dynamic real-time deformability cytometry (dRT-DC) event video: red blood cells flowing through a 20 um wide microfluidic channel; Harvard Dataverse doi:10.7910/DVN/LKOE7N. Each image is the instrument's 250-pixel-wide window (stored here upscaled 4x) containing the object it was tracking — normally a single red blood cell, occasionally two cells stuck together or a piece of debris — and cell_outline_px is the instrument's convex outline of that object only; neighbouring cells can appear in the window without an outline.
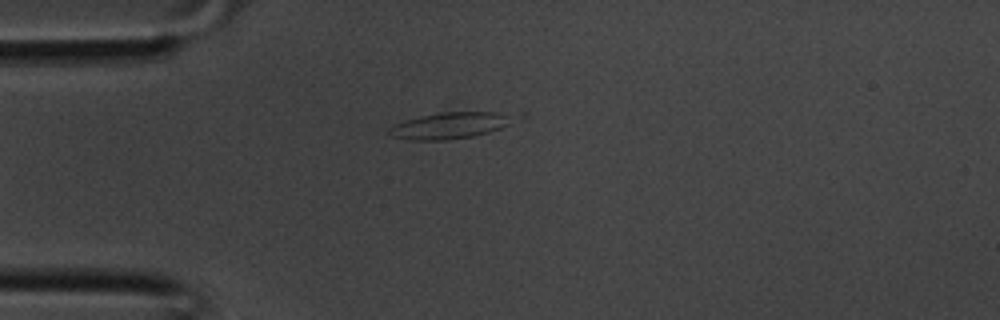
{"species": "common noctule bat (a hibernating species)", "species_latin": "Nyctalus noctula", "temperature_condition": "room temperature", "stored_images_in_passage": 29, "camera_frame_rate_fps": 3000, "um_per_image_px": 0.085, "animal": {"sex": "male", "body_mass_g": 20.1, "forearm_length_mm": 53.5}, "frame": {"image": 1, "passage_image": 1, "time_ms": 0.0, "image_size_px": [1000, 320], "cell_outline_px": [[528, 116], [500, 128], [476, 136], [448, 140], [408, 140], [392, 136], [388, 132], [388, 128], [404, 120], [420, 116], [440, 112], [528, 112]], "centroid_in_image_um": [38.5, 10.63], "position_along_channel_um": 46.5, "area_um2": 20.11}}
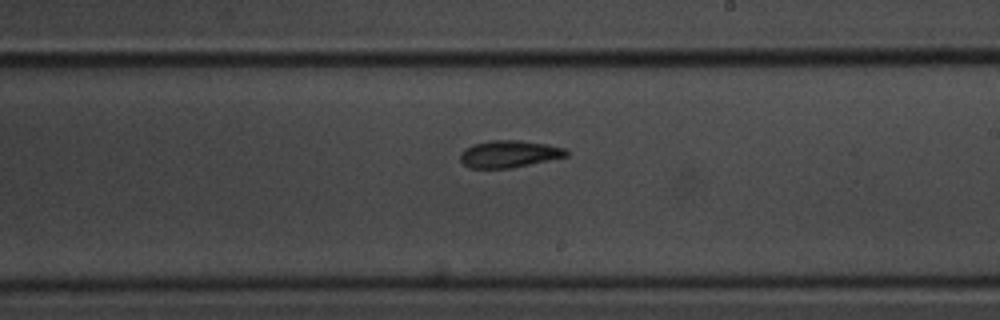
{"frame": {"image": 2, "passage_image": 13, "time_ms": 4.0, "image_size_px": [1000, 320], "cell_outline_px": [[568, 156], [512, 168], [468, 168], [460, 160], [460, 152], [472, 144], [492, 140], [520, 140], [544, 144], [564, 148], [568, 152]], "centroid_in_image_um": [43.24, 13.09], "position_along_channel_um": 245.8, "area_um2": 16.7}}
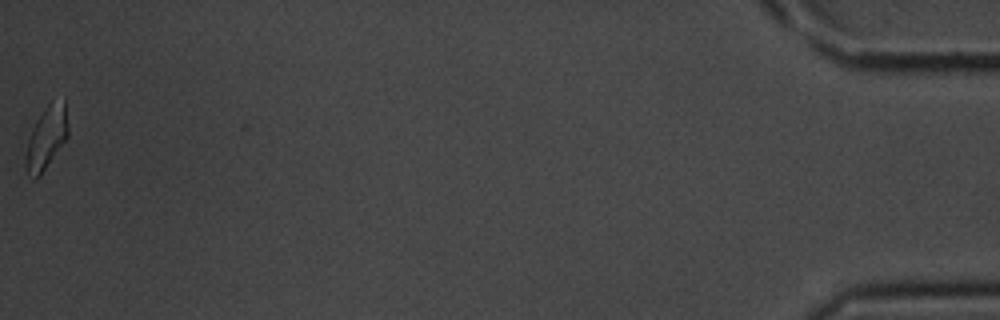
{"frame": {"image": 3, "passage_image": 29, "time_ms": 9.333, "image_size_px": [1000, 320], "cell_outline_px": [[68, 136], [40, 176], [36, 180], [32, 180], [28, 176], [24, 164], [24, 156], [28, 140], [32, 128], [36, 120], [44, 108], [52, 100], [64, 100], [68, 124]], "centroid_in_image_um": [3.91, 11.75], "position_along_channel_um": 431.3, "area_um2": 15.72}}